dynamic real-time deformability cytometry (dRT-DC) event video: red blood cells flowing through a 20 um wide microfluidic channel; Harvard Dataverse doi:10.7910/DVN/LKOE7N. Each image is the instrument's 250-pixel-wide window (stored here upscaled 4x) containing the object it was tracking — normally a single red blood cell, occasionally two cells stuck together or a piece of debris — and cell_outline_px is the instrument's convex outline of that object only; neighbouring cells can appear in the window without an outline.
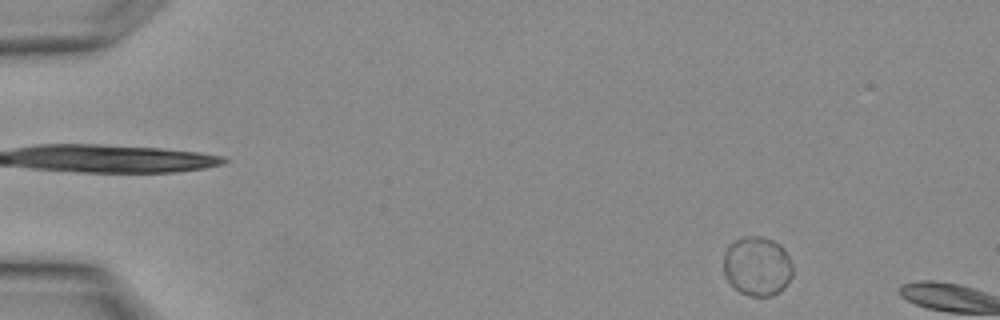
{"species": "Egyptian fruit bat (a non-hibernating species)", "species_latin": "Rousettus aegyptiacus", "temperature_condition": "warm", "stored_images_in_passage": 3, "camera_frame_rate_fps": 3000, "um_per_image_px": 0.085, "animal": {"sex": "female"}, "frame": {"image": 1, "passage_image": 1, "time_ms": 0.0, "image_size_px": [1000, 320], "cell_outline_px": [[792, 276], [784, 288], [780, 292], [772, 296], [752, 296], [740, 292], [724, 276], [724, 252], [728, 244], [744, 236], [760, 236], [772, 240], [780, 244], [788, 256], [792, 264]], "centroid_in_image_um": [64.36, 22.62], "position_along_channel_um": 20.6, "area_um2": 23.99}}